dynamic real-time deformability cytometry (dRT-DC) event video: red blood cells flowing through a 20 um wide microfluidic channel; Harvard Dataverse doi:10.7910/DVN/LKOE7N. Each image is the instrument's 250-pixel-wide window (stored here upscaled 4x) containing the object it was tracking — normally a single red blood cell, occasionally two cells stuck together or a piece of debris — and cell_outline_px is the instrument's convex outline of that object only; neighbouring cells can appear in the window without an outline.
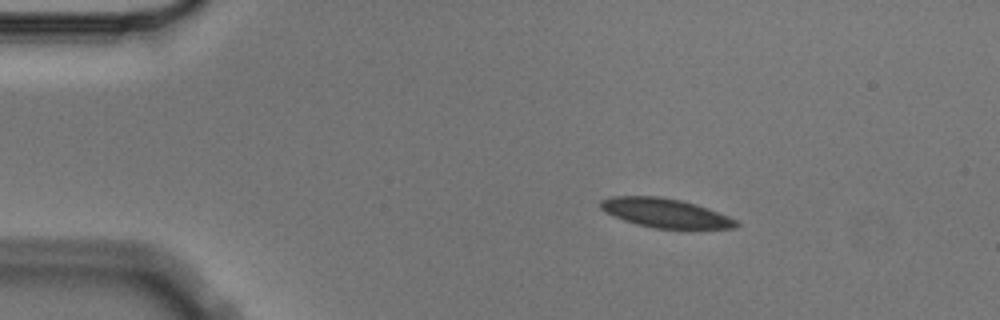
{"species": "Egyptian fruit bat (a non-hibernating species)", "species_latin": "Rousettus aegyptiacus", "temperature_condition": "cold", "stored_images_in_passage": 3, "camera_frame_rate_fps": 3000, "um_per_image_px": 0.085, "animal": {"sex": "male"}, "frame": {"image": 1, "passage_image": 2, "time_ms": 0.333, "image_size_px": [1000, 320], "cell_outline_px": [[740, 224], [736, 228], [652, 228], [636, 224], [624, 220], [604, 212], [600, 208], [600, 200], [612, 196], [656, 196], [680, 200], [696, 204], [708, 208], [728, 216], [736, 220]], "centroid_in_image_um": [56.52, 18.1], "position_along_channel_um": 28.5, "area_um2": 22.89}}